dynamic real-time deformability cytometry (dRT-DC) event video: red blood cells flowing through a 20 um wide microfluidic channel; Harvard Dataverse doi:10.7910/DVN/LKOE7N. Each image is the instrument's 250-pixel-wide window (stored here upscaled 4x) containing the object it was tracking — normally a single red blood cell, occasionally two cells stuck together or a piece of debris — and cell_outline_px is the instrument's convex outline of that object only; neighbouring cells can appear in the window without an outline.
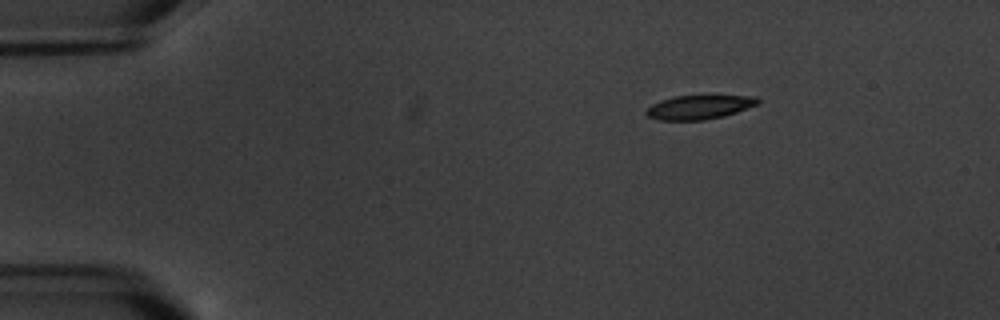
{"species": "common noctule bat (a hibernating species)", "species_latin": "Nyctalus noctula", "temperature_condition": "warm", "stored_images_in_passage": 15, "camera_frame_rate_fps": 3000, "um_per_image_px": 0.085, "animal": {"sex": "male", "body_mass_g": 20.1, "forearm_length_mm": 53.5}, "frame": {"image": 1, "passage_image": 1, "time_ms": 0.0, "image_size_px": [1000, 320], "cell_outline_px": [[760, 104], [724, 116], [704, 120], [660, 120], [648, 116], [644, 112], [652, 104], [660, 100], [672, 96], [756, 96], [760, 100]], "centroid_in_image_um": [59.44, 9.11], "position_along_channel_um": 25.6, "area_um2": 15.61}}
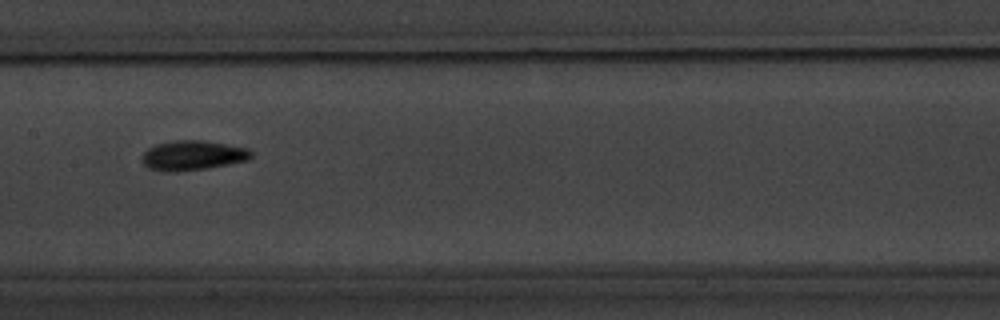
{"frame": {"image": 2, "passage_image": 7, "time_ms": 7.0, "image_size_px": [1000, 320], "cell_outline_px": [[252, 156], [248, 160], [208, 168], [176, 172], [164, 172], [148, 168], [140, 160], [144, 152], [148, 148], [156, 144], [176, 140], [204, 140], [248, 148], [252, 152]], "centroid_in_image_um": [16.35, 13.21], "position_along_channel_um": 191.0, "area_um2": 19.07}}
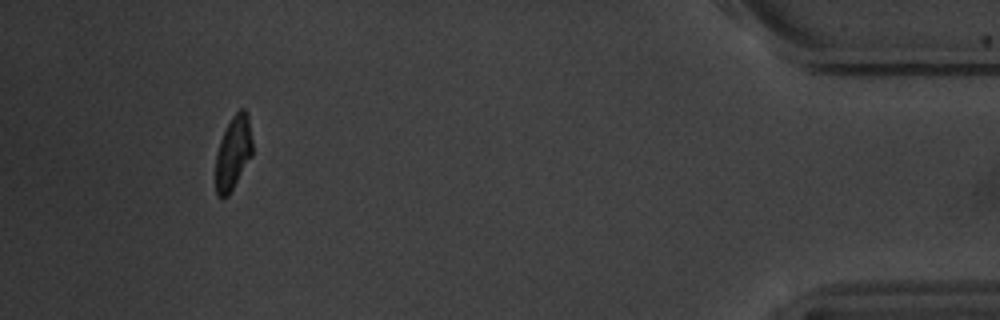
{"frame": {"image": 3, "passage_image": 14, "time_ms": 15.333, "image_size_px": [1000, 320], "cell_outline_px": [[252, 156], [228, 196], [220, 200], [216, 196], [216, 152], [220, 140], [232, 116], [240, 108], [244, 108], [248, 116], [252, 140]], "centroid_in_image_um": [19.81, 13.02], "position_along_channel_um": 415.4, "area_um2": 15.84}, "authors_computed_cell_mechanics": {"area_um2": 16.7042, "velocity_mm_per_s": 3.4259, "shape_relaxation_time_tau1_ms": 4.0613, "shape_relaxation_time_tau2_ms": 7.7847, "deformation_change_tau1": 0.1211, "deformation_change_tau2": 0.1484}}